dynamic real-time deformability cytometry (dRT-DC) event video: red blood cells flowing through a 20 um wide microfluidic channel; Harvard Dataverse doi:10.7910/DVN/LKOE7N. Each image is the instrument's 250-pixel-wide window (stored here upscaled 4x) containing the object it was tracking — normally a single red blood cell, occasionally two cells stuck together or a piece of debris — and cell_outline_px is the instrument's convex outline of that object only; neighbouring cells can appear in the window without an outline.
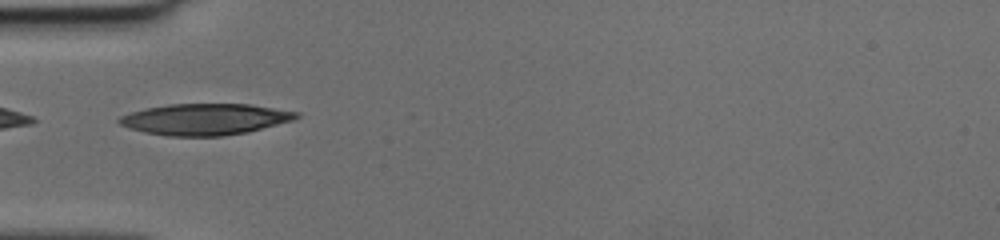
{"species": "human", "species_latin": "Homo sapiens", "temperature_condition": "cold", "stored_images_in_passage": 16, "camera_frame_rate_fps": 3000, "um_per_image_px": 0.085, "donor": {"sex": "female"}, "frame": {"image": 1, "passage_image": 1, "time_ms": 0.0, "image_size_px": [1000, 240], "cell_outline_px": [[300, 116], [292, 120], [248, 132], [220, 136], [168, 136], [144, 132], [128, 128], [120, 124], [116, 120], [120, 116], [144, 108], [168, 104], [248, 104], [300, 112]], "centroid_in_image_um": [17.39, 10.13], "position_along_channel_um": 67.6, "area_um2": 32.25}}
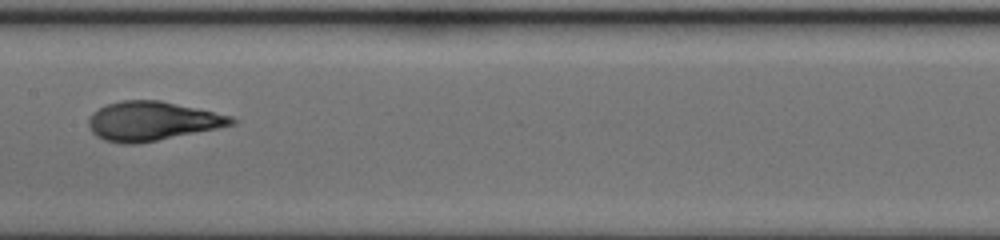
{"frame": {"image": 2, "passage_image": 10, "time_ms": 3.0, "image_size_px": [1000, 240], "cell_outline_px": [[236, 124], [136, 144], [120, 144], [104, 140], [96, 136], [92, 132], [88, 124], [88, 116], [92, 112], [108, 104], [120, 100], [160, 100], [232, 116], [236, 120]], "centroid_in_image_um": [12.88, 10.29], "position_along_channel_um": 194.5, "area_um2": 32.31}}
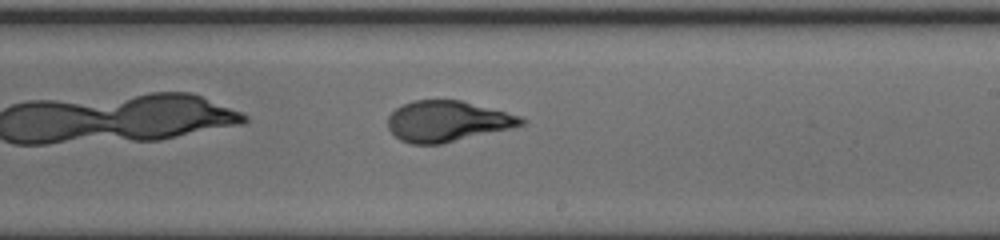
{"frame": {"image": 3, "passage_image": 14, "time_ms": 4.333, "image_size_px": [1000, 240], "cell_outline_px": [[528, 120], [524, 124], [508, 128], [440, 144], [412, 144], [400, 140], [388, 128], [388, 116], [396, 108], [412, 100], [460, 100], [520, 116]], "centroid_in_image_um": [37.98, 10.3], "position_along_channel_um": 251.0, "area_um2": 31.15}}